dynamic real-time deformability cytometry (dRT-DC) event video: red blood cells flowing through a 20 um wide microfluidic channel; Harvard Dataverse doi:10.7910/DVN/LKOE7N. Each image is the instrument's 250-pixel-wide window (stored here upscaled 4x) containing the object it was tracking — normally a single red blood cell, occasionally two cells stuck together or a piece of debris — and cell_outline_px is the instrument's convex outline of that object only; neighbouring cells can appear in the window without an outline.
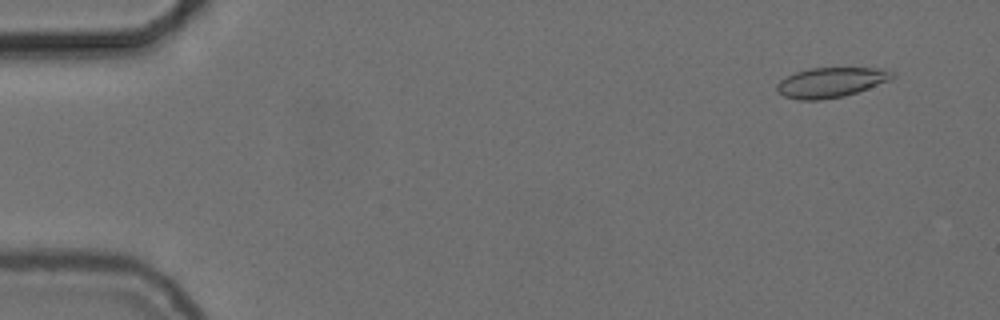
{"species": "common noctule bat (a hibernating species)", "species_latin": "Nyctalus noctula", "temperature_condition": "cold", "stored_images_in_passage": 55, "camera_frame_rate_fps": 3000, "um_per_image_px": 0.085, "animal": {"sex": "female", "body_mass_g": 24.6, "forearm_length_mm": 56.2}, "frame": {"image": 1, "passage_image": 4, "time_ms": 1.0, "image_size_px": [1000, 320], "cell_outline_px": [[896, 76], [892, 80], [844, 96], [820, 100], [800, 100], [784, 96], [776, 88], [776, 84], [780, 80], [796, 72], [808, 68], [876, 68], [896, 72]], "centroid_in_image_um": [70.66, 7.0], "position_along_channel_um": 14.3, "area_um2": 20.11}}
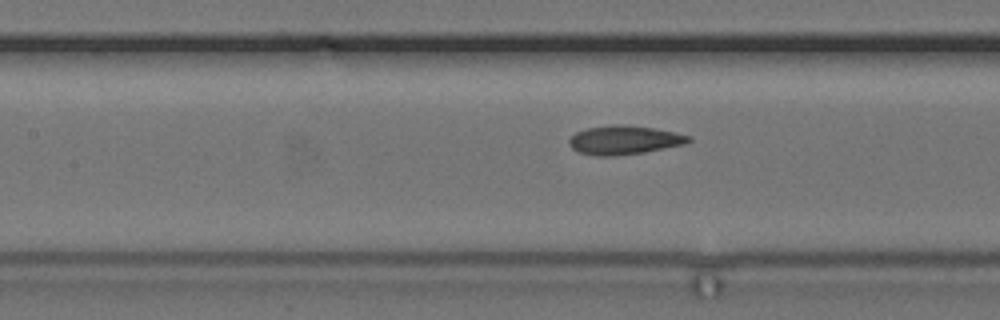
{"frame": {"image": 2, "passage_image": 25, "time_ms": 8.0, "image_size_px": [1000, 320], "cell_outline_px": [[692, 140], [684, 144], [644, 152], [616, 156], [596, 156], [580, 152], [572, 148], [568, 144], [568, 140], [576, 132], [588, 128], [612, 124], [624, 124], [652, 128], [692, 136]], "centroid_in_image_um": [53.04, 11.9], "position_along_channel_um": 154.4, "area_um2": 20.0}}
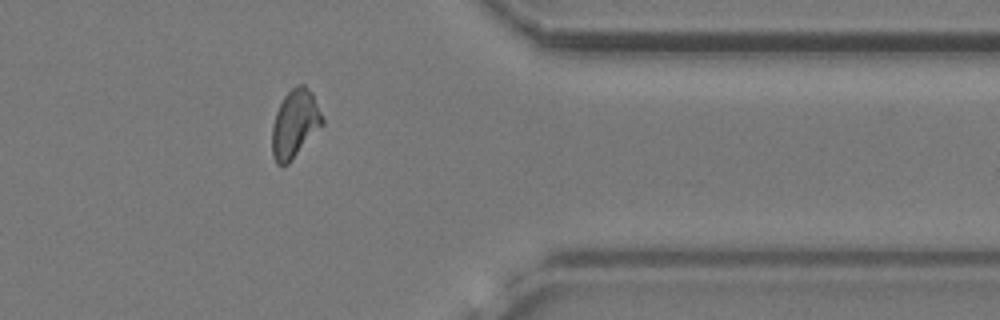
{"frame": {"image": 3, "passage_image": 45, "time_ms": 14.667, "image_size_px": [1000, 320], "cell_outline_px": [[324, 124], [288, 164], [276, 164], [272, 156], [272, 124], [276, 112], [284, 96], [296, 84], [304, 84], [312, 92], [324, 120]], "centroid_in_image_um": [25.06, 10.51], "position_along_channel_um": 386.3, "area_um2": 19.94}, "authors_computed_cell_mechanics": {"area_um2": 19.7676, "velocity_mm_per_s": 3.7049, "shape_relaxation_time_tau1_ms": 3.0105, "shape_relaxation_time_tau2_ms": 1.9966, "deformation_change_tau1": 0.1282, "deformation_change_tau2": 0.0992}}